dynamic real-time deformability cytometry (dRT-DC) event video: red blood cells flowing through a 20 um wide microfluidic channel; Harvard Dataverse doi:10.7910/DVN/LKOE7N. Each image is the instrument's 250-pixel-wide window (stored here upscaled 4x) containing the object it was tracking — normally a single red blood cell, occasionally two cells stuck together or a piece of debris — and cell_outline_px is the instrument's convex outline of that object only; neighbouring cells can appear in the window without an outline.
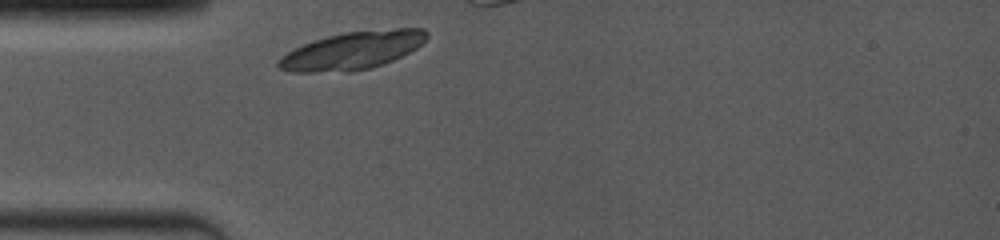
{"species": "common noctule bat (a hibernating species)", "species_latin": "Nyctalus noctula", "temperature_condition": "room temperature", "stored_images_in_passage": 1, "camera_frame_rate_fps": 4000, "um_per_image_px": 0.085, "animal": {"sex": "female", "body_mass_g": 19.0, "forearm_length_mm": 53.3}, "frame": {"image": 1, "passage_image": 1, "time_ms": 0.0, "image_size_px": [1000, 240], "cell_outline_px": [[428, 36], [416, 48], [384, 64], [372, 68], [348, 72], [292, 72], [280, 68], [276, 64], [276, 60], [280, 56], [304, 44], [328, 36], [344, 32], [396, 28], [424, 28], [428, 32]], "centroid_in_image_um": [29.95, 4.3], "position_along_channel_um": 55.1, "area_um2": 32.54}}